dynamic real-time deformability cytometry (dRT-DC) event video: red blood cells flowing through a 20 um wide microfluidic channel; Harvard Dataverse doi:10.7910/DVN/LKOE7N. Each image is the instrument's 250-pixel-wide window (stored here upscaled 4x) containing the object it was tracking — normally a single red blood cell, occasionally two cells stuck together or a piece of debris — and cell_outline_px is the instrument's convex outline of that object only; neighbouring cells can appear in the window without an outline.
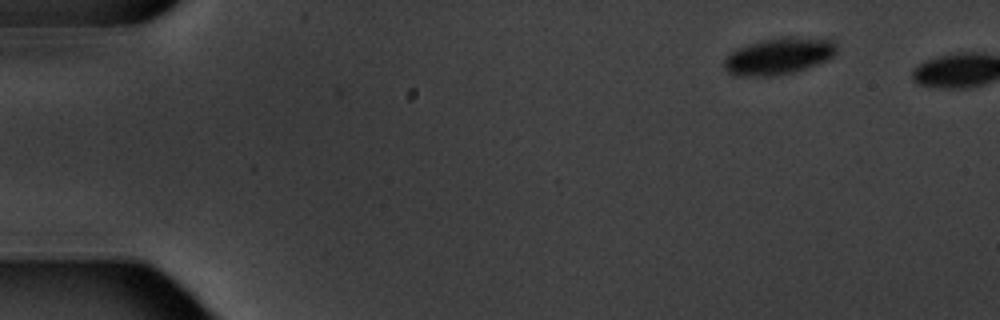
{"species": "common noctule bat (a hibernating species)", "species_latin": "Nyctalus noctula", "temperature_condition": "warm", "stored_images_in_passage": 2, "camera_frame_rate_fps": 3000, "um_per_image_px": 0.085, "animal": {"sex": "male", "body_mass_g": 20.1, "forearm_length_mm": 53.5}, "frame": {"image": 1, "passage_image": 2, "time_ms": 1.333, "image_size_px": [1000, 320], "cell_outline_px": [[836, 52], [832, 56], [816, 64], [796, 72], [768, 76], [736, 76], [728, 72], [724, 68], [724, 60], [736, 48], [748, 44], [764, 40], [784, 36], [792, 36], [832, 40], [836, 44]], "centroid_in_image_um": [66.17, 4.77], "position_along_channel_um": 18.8, "area_um2": 23.87}}